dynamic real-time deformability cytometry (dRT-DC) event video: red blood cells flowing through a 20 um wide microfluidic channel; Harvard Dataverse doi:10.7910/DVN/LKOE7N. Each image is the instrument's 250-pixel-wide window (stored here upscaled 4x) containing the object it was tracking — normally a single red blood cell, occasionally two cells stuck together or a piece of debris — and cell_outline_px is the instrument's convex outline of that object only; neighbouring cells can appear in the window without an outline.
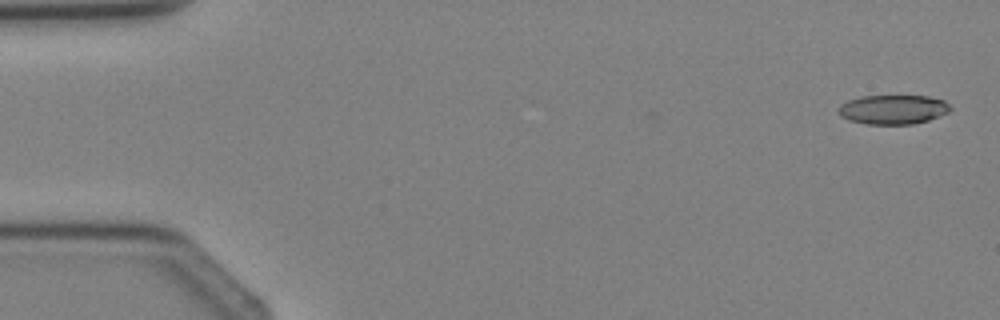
{"species": "Egyptian fruit bat (a non-hibernating species)", "species_latin": "Rousettus aegyptiacus", "temperature_condition": "cold", "stored_images_in_passage": 4, "camera_frame_rate_fps": 3000, "um_per_image_px": 0.085, "animal": {"sex": "female"}, "frame": {"image": 1, "passage_image": 1, "time_ms": 0.0, "image_size_px": [1000, 320], "cell_outline_px": [[952, 108], [948, 112], [928, 120], [912, 124], [864, 124], [848, 120], [840, 116], [836, 108], [840, 104], [848, 100], [860, 96], [928, 96], [944, 100]], "centroid_in_image_um": [75.86, 9.3], "position_along_channel_um": 9.1, "area_um2": 19.25}}
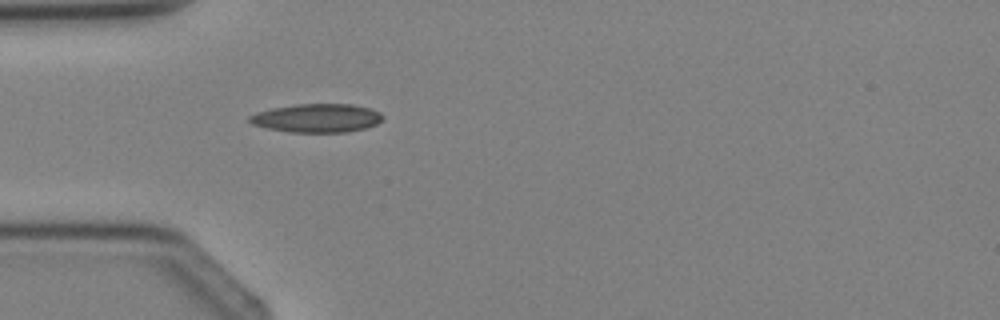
{"frame": {"image": 2, "passage_image": 4, "time_ms": 3.333, "image_size_px": [1000, 320], "cell_outline_px": [[384, 120], [376, 124], [364, 128], [344, 132], [288, 132], [268, 128], [252, 124], [248, 120], [248, 116], [256, 112], [272, 108], [296, 104], [352, 104], [368, 108], [380, 112], [384, 116]], "centroid_in_image_um": [26.93, 10.03], "position_along_channel_um": 58.1, "area_um2": 22.2}}